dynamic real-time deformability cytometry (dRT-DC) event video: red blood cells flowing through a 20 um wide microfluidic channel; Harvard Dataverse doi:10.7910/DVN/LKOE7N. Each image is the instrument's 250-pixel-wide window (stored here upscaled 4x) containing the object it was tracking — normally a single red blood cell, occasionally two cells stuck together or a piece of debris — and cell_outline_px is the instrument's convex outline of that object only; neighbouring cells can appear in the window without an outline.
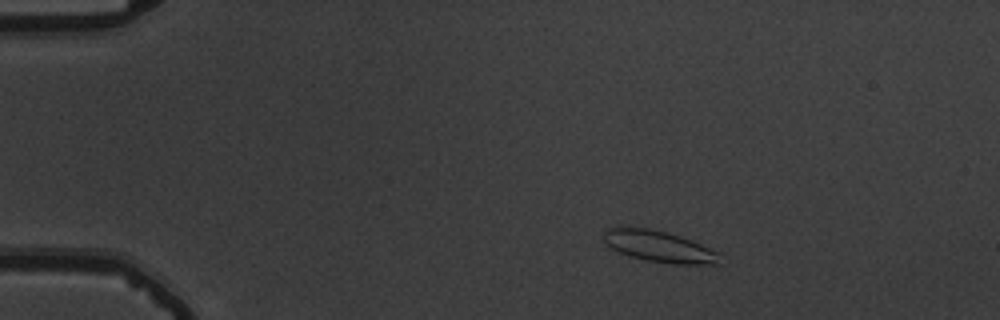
{"species": "common noctule bat (a hibernating species)", "species_latin": "Nyctalus noctula", "temperature_condition": "warm", "stored_images_in_passage": 46, "camera_frame_rate_fps": 3000, "um_per_image_px": 0.085, "animal": {"sex": "male", "body_mass_g": 19.5, "forearm_length_mm": 54.6}, "frame": {"image": 1, "passage_image": 1, "time_ms": 0.0, "image_size_px": [1000, 320], "cell_outline_px": [[720, 264], [672, 264], [648, 260], [628, 256], [608, 248], [604, 240], [604, 228], [620, 224], [648, 228], [680, 236], [692, 240], [720, 252]], "centroid_in_image_um": [55.95, 20.91], "position_along_channel_um": 29.1, "area_um2": 21.85}}
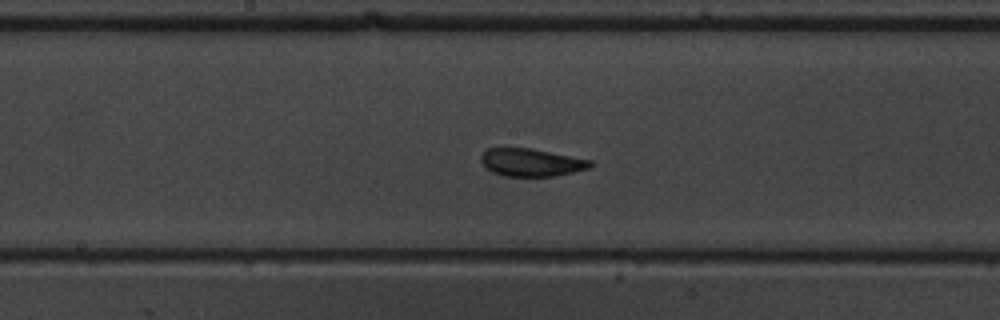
{"frame": {"image": 2, "passage_image": 21, "time_ms": 6.667, "image_size_px": [1000, 320], "cell_outline_px": [[592, 164], [588, 168], [556, 176], [504, 176], [492, 172], [480, 160], [480, 156], [488, 148], [532, 148], [592, 160]], "centroid_in_image_um": [45.15, 13.8], "position_along_channel_um": 203.0, "area_um2": 17.57}}
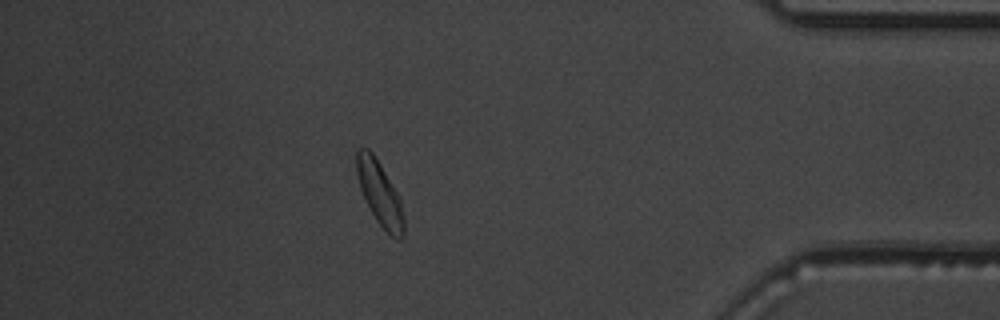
{"frame": {"image": 3, "passage_image": 40, "time_ms": 13.0, "image_size_px": [1000, 320], "cell_outline_px": [[404, 236], [400, 240], [396, 240], [388, 236], [376, 220], [360, 188], [356, 172], [356, 148], [368, 148], [372, 152], [380, 164], [400, 196], [404, 220]], "centroid_in_image_um": [32.3, 16.48], "position_along_channel_um": 402.9, "area_um2": 17.8}, "authors_computed_cell_mechanics": {"area_um2": 18.0336, "velocity_mm_per_s": 3.7189, "shape_relaxation_time_tau1_ms": 4.192, "shape_relaxation_time_tau2_ms": 1.1347, "deformation_change_tau1": 0.1362, "deformation_change_tau2": 0.0672}}